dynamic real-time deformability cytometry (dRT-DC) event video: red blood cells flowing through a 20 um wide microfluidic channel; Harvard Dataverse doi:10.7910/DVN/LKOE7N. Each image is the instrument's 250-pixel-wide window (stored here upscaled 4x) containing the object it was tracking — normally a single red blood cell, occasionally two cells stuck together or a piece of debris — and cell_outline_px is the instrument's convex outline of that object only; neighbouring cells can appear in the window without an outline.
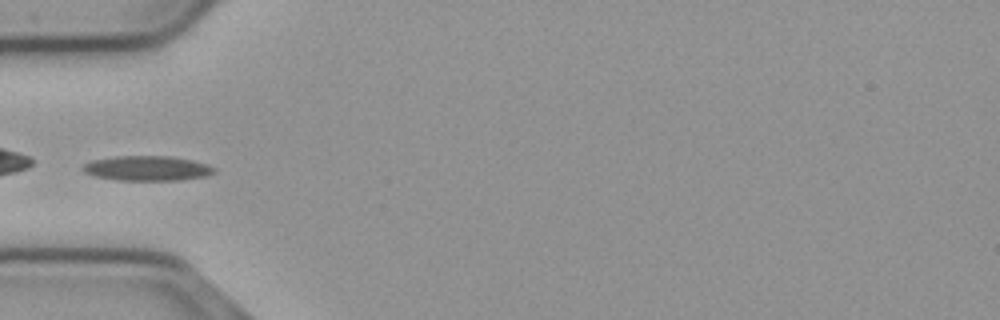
{"species": "common noctule bat (a hibernating species)", "species_latin": "Nyctalus noctula", "temperature_condition": "cold", "stored_images_in_passage": 34, "camera_frame_rate_fps": 3000, "um_per_image_px": 0.085, "animal": {"sex": "male", "body_mass_g": 23.1, "forearm_length_mm": 52.7}, "frame": {"image": 1, "passage_image": 1, "time_ms": 0.0, "image_size_px": [1000, 320], "cell_outline_px": [[216, 172], [208, 176], [180, 180], [116, 180], [92, 176], [84, 172], [80, 168], [84, 164], [92, 160], [116, 156], [172, 156], [192, 160], [208, 164], [216, 168]], "centroid_in_image_um": [12.52, 14.31], "position_along_channel_um": 72.5, "area_um2": 19.31}}
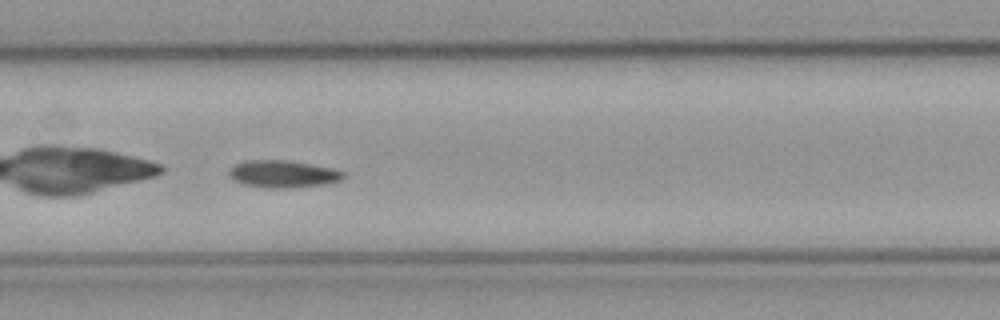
{"frame": {"image": 2, "passage_image": 10, "time_ms": 3.0, "image_size_px": [1000, 320], "cell_outline_px": [[348, 176], [340, 180], [324, 184], [288, 188], [268, 188], [244, 184], [232, 180], [228, 176], [228, 168], [244, 160], [284, 160], [312, 164], [332, 168], [344, 172]], "centroid_in_image_um": [24.02, 14.78], "position_along_channel_um": 183.4, "area_um2": 18.32}}
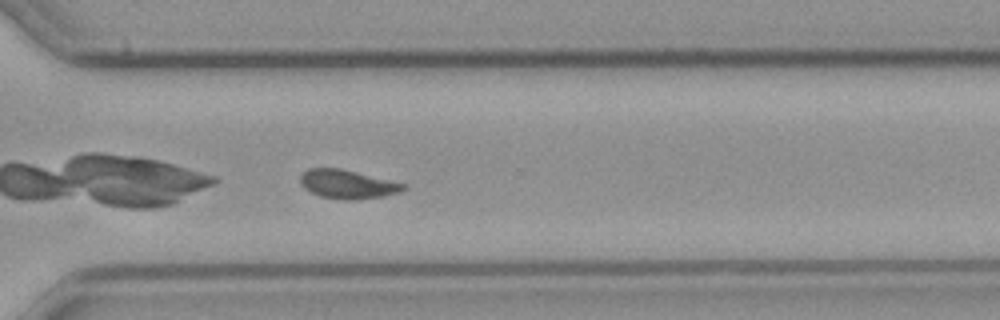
{"frame": {"image": 3, "passage_image": 23, "time_ms": 7.333, "image_size_px": [1000, 320], "cell_outline_px": [[408, 188], [400, 192], [384, 196], [352, 200], [344, 200], [320, 196], [304, 188], [300, 184], [300, 176], [308, 168], [340, 168], [408, 184]], "centroid_in_image_um": [29.57, 15.66], "position_along_channel_um": 341.0, "area_um2": 17.4}}